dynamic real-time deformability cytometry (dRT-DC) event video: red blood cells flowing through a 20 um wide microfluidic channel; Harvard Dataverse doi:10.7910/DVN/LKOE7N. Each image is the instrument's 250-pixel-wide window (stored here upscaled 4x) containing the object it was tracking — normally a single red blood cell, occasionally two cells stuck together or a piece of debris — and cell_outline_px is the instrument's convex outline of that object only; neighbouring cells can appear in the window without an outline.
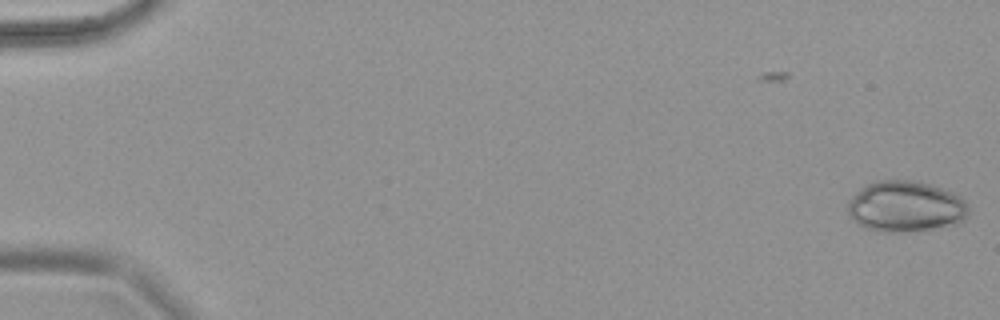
{"species": "common noctule bat (a hibernating species)", "species_latin": "Nyctalus noctula", "temperature_condition": "warm", "stored_images_in_passage": 54, "camera_frame_rate_fps": 3000, "um_per_image_px": 0.085, "animal": {"sex": "female", "body_mass_g": 18.4}, "frame": {"image": 1, "passage_image": 1, "time_ms": 0.0, "image_size_px": [1000, 320], "cell_outline_px": [[968, 212], [964, 220], [960, 224], [904, 232], [880, 232], [864, 228], [848, 212], [848, 200], [860, 188], [876, 180], [912, 180], [928, 184], [952, 192], [960, 196], [964, 200], [968, 208]], "centroid_in_image_um": [76.98, 17.55], "position_along_channel_um": 8.0, "area_um2": 35.78}}
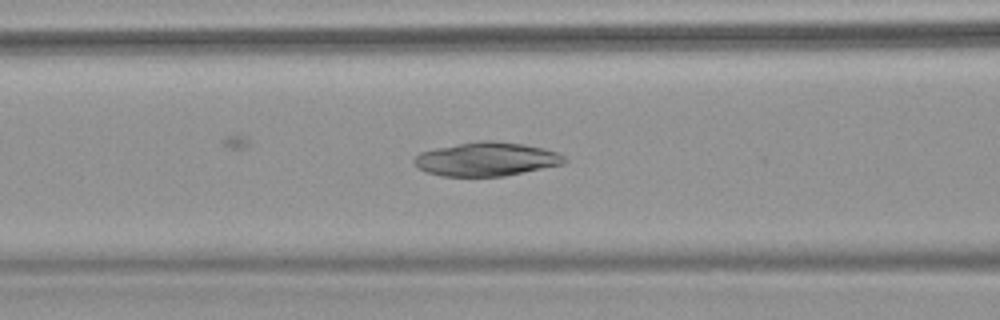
{"frame": {"image": 2, "passage_image": 29, "time_ms": 9.333, "image_size_px": [1000, 320], "cell_outline_px": [[568, 160], [564, 164], [504, 176], [440, 176], [424, 172], [412, 160], [420, 152], [436, 148], [456, 144], [480, 140], [492, 140], [524, 144], [544, 148], [556, 152], [564, 156]], "centroid_in_image_um": [41.35, 13.52], "position_along_channel_um": 125.2, "area_um2": 29.65}}
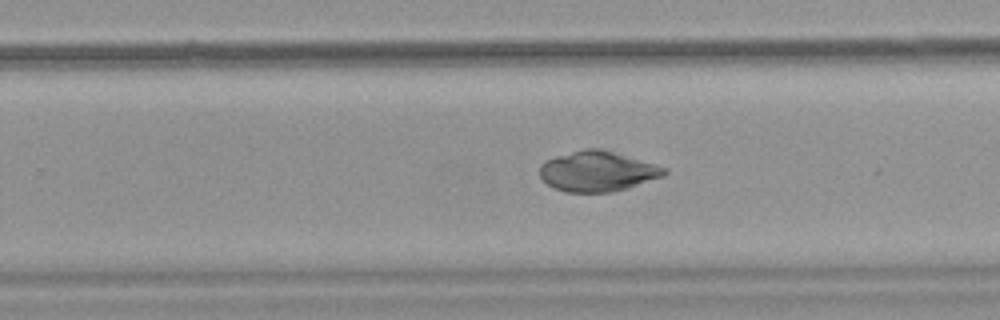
{"frame": {"image": 3, "passage_image": 44, "time_ms": 14.333, "image_size_px": [1000, 320], "cell_outline_px": [[668, 172], [664, 176], [628, 188], [612, 192], [564, 192], [552, 188], [540, 176], [540, 164], [544, 160], [556, 156], [584, 148], [600, 148], [656, 164], [668, 168]], "centroid_in_image_um": [50.79, 14.56], "position_along_channel_um": 279.0, "area_um2": 29.42}}